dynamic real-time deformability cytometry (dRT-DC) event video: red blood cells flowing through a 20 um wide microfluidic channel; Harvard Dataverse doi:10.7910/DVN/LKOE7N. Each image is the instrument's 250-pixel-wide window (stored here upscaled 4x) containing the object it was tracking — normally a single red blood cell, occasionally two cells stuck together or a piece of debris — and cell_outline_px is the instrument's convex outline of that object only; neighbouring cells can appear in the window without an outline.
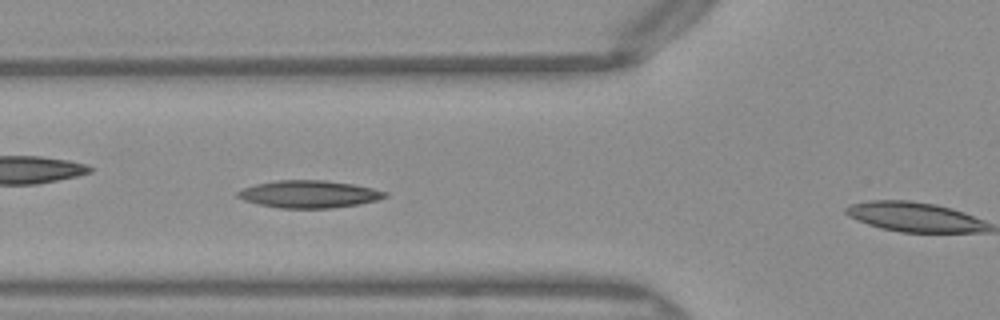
{"species": "Egyptian fruit bat (a non-hibernating species)", "species_latin": "Rousettus aegyptiacus", "temperature_condition": "warm", "stored_images_in_passage": 10, "camera_frame_rate_fps": 3000, "um_per_image_px": 0.085, "frame": {"image": 1, "passage_image": 9, "time_ms": 2.667, "image_size_px": [1000, 320], "cell_outline_px": [[388, 196], [376, 200], [356, 204], [332, 208], [280, 208], [260, 204], [244, 200], [236, 196], [236, 192], [244, 188], [256, 184], [276, 180], [324, 180], [352, 184], [372, 188], [388, 192]], "centroid_in_image_um": [26.26, 16.5], "position_along_channel_um": 99.5, "area_um2": 23.29}}